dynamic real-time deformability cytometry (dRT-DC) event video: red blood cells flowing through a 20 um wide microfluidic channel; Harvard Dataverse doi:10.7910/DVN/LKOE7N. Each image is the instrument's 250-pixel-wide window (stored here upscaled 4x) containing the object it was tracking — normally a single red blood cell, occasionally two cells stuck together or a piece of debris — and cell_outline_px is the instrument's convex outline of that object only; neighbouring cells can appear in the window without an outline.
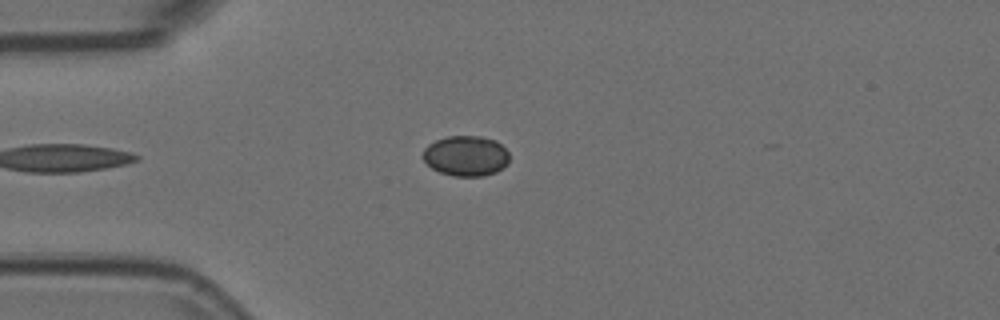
{"species": "Egyptian fruit bat (a non-hibernating species)", "species_latin": "Rousettus aegyptiacus", "temperature_condition": "room temperature", "stored_images_in_passage": 37, "camera_frame_rate_fps": 3000, "um_per_image_px": 0.085, "animal": {"sex": "female"}, "frame": {"image": 1, "passage_image": 1, "time_ms": 0.0, "image_size_px": [1000, 320], "cell_outline_px": [[508, 160], [496, 172], [484, 176], [452, 176], [440, 172], [432, 168], [424, 160], [424, 148], [428, 144], [436, 140], [448, 136], [480, 136], [496, 140], [508, 152]], "centroid_in_image_um": [39.59, 13.24], "position_along_channel_um": 45.4, "area_um2": 20.11}}
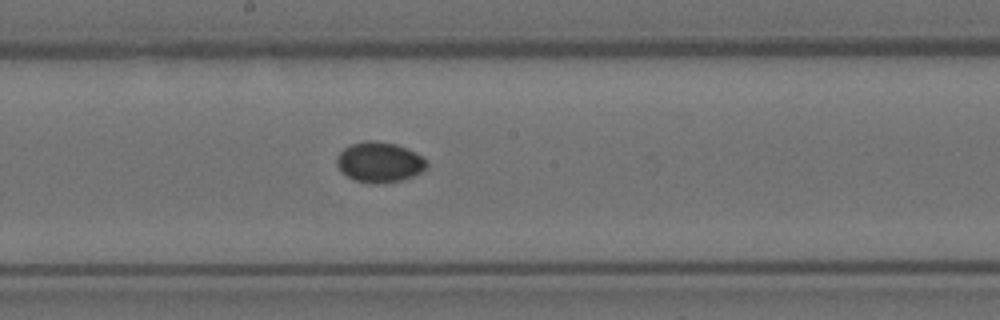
{"frame": {"image": 2, "passage_image": 16, "time_ms": 5.0, "image_size_px": [1000, 320], "cell_outline_px": [[428, 164], [420, 172], [412, 176], [400, 180], [384, 184], [372, 184], [352, 180], [336, 164], [336, 156], [344, 148], [352, 144], [368, 140], [372, 140], [396, 144], [428, 160]], "centroid_in_image_um": [32.22, 13.8], "position_along_channel_um": 216.0, "area_um2": 20.92}}
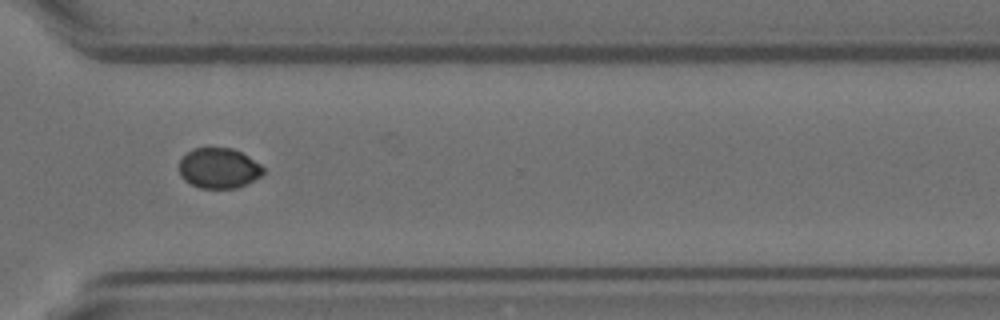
{"frame": {"image": 3, "passage_image": 27, "time_ms": 8.667, "image_size_px": [1000, 320], "cell_outline_px": [[264, 172], [260, 176], [236, 188], [200, 188], [184, 180], [180, 176], [180, 160], [192, 148], [232, 148], [248, 156], [260, 164], [264, 168]], "centroid_in_image_um": [18.59, 14.29], "position_along_channel_um": 352.0, "area_um2": 19.54}}